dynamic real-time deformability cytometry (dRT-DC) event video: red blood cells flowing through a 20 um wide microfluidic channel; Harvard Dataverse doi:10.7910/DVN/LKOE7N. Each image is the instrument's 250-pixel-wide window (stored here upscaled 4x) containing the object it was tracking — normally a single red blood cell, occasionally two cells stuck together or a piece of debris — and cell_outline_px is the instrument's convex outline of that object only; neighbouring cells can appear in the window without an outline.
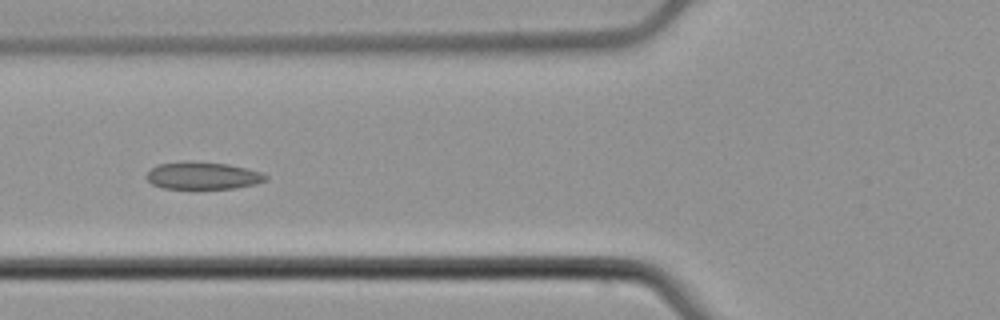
{"species": "common noctule bat (a hibernating species)", "species_latin": "Nyctalus noctula", "temperature_condition": "cold", "stored_images_in_passage": 7, "camera_frame_rate_fps": 3000, "um_per_image_px": 0.085, "animal": {"sex": "male", "body_mass_g": 21.5, "forearm_length_mm": 52.0}, "frame": {"image": 1, "passage_image": 5, "time_ms": 1.333, "image_size_px": [1000, 320], "cell_outline_px": [[268, 180], [256, 184], [236, 188], [164, 188], [152, 184], [144, 176], [152, 168], [160, 164], [228, 164], [260, 172], [268, 176]], "centroid_in_image_um": [17.29, 14.98], "position_along_channel_um": 108.5, "area_um2": 17.98}}
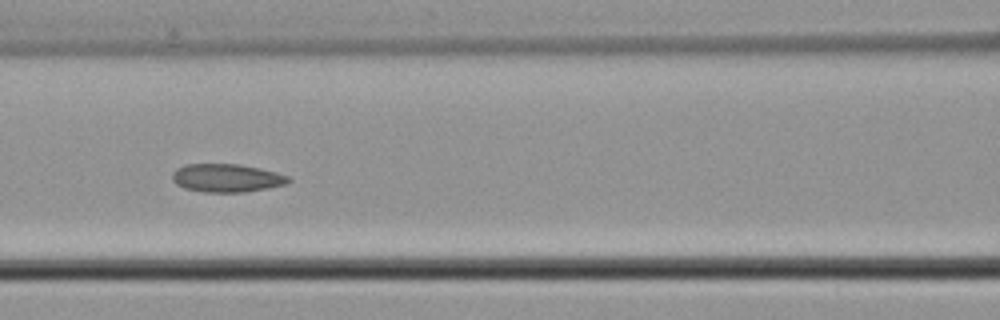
{"frame": {"image": 2, "passage_image": 6, "time_ms": 1.667, "image_size_px": [1000, 320], "cell_outline_px": [[292, 180], [284, 184], [268, 188], [244, 192], [204, 192], [184, 188], [176, 184], [172, 180], [172, 172], [176, 168], [184, 164], [240, 164], [260, 168], [276, 172], [288, 176]], "centroid_in_image_um": [19.24, 15.12], "position_along_channel_um": 147.4, "area_um2": 19.19}}
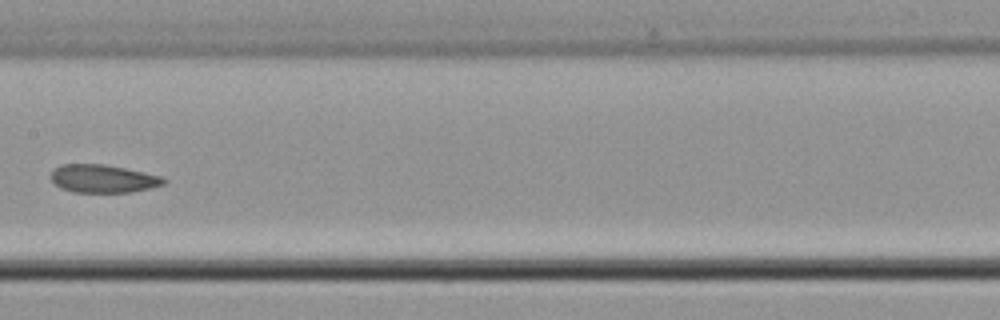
{"frame": {"image": 3, "passage_image": 7, "time_ms": 2.0, "image_size_px": [1000, 320], "cell_outline_px": [[168, 180], [164, 184], [132, 192], [72, 192], [60, 188], [52, 180], [52, 172], [60, 164], [104, 164], [164, 176]], "centroid_in_image_um": [8.79, 15.18], "position_along_channel_um": 198.6, "area_um2": 18.38}}